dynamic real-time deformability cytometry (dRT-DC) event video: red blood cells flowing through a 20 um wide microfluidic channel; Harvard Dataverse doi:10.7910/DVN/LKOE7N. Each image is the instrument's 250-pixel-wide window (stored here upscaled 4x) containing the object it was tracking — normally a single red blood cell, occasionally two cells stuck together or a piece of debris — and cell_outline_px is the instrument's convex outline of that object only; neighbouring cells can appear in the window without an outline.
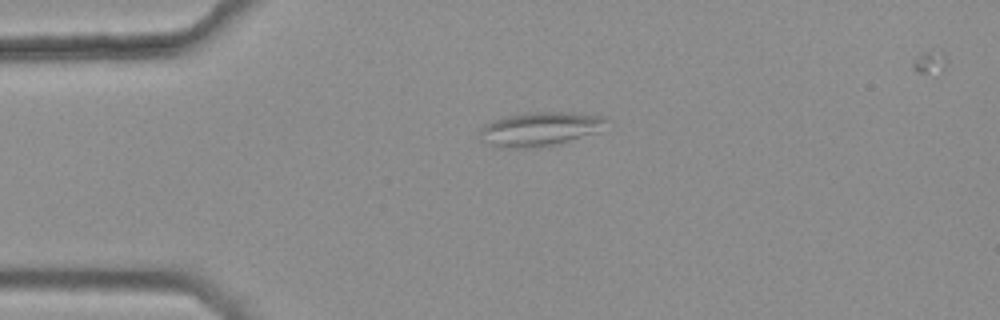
{"species": "common noctule bat (a hibernating species)", "species_latin": "Nyctalus noctula", "temperature_condition": "warm", "stored_images_in_passage": 5, "camera_frame_rate_fps": 3000, "um_per_image_px": 0.085, "animal": {"sex": "female", "body_mass_g": 25.1}, "frame": {"image": 1, "passage_image": 5, "time_ms": 1.333, "image_size_px": [1000, 320], "cell_outline_px": [[608, 120], [596, 132], [556, 144], [536, 148], [496, 148], [480, 140], [480, 128], [492, 120], [524, 112], [576, 112], [604, 116]], "centroid_in_image_um": [45.83, 10.97], "position_along_channel_um": 39.2, "area_um2": 25.2}}